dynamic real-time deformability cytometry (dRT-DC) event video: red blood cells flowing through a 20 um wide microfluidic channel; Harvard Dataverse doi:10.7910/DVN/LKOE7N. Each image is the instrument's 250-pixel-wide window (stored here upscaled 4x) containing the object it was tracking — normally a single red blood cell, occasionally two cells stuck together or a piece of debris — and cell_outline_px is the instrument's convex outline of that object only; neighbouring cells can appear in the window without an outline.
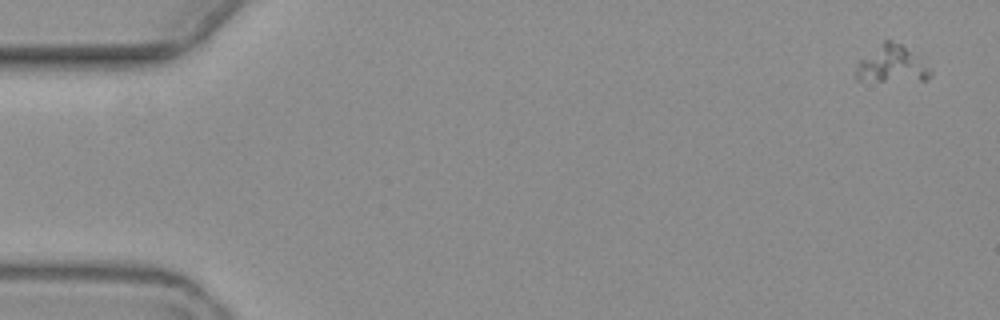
{"species": "common noctule bat (a hibernating species)", "species_latin": "Nyctalus noctula", "temperature_condition": "warm", "stored_images_in_passage": 4, "camera_frame_rate_fps": 3000, "um_per_image_px": 0.085, "animal": {"sex": "female", "body_mass_g": 19.3, "forearm_length_mm": 54.1}, "frame": {"image": 1, "passage_image": 1, "time_ms": 0.0, "image_size_px": [1000, 320], "cell_outline_px": [[932, 76], [928, 80], [856, 80], [852, 76], [856, 64], [860, 60], [884, 40], [892, 40], [924, 56], [932, 68]], "centroid_in_image_um": [75.87, 5.45], "position_along_channel_um": 9.1, "area_um2": 16.65}}